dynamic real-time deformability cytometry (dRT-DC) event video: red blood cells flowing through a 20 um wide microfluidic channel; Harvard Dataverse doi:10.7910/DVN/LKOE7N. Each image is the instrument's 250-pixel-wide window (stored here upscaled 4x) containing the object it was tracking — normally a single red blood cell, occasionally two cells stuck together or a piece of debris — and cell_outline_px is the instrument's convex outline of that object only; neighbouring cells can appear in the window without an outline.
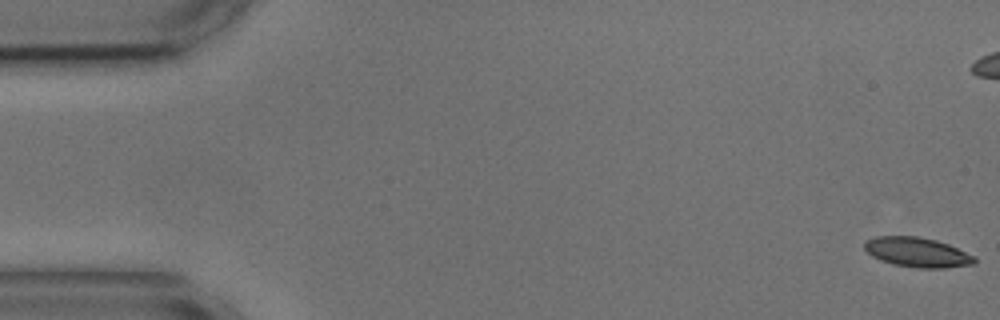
{"species": "common noctule bat (a hibernating species)", "species_latin": "Nyctalus noctula", "temperature_condition": "cold", "stored_images_in_passage": 55, "camera_frame_rate_fps": 3000, "um_per_image_px": 0.085, "animal": {"sex": "male", "body_mass_g": 17.9, "forearm_length_mm": 54.2}, "frame": {"image": 1, "passage_image": 1, "time_ms": 0.0, "image_size_px": [1000, 320], "cell_outline_px": [[976, 264], [944, 268], [920, 268], [892, 264], [880, 260], [872, 256], [864, 248], [864, 244], [868, 240], [876, 236], [920, 236], [936, 240], [948, 244], [976, 256]], "centroid_in_image_um": [78.0, 21.44], "position_along_channel_um": 7.0, "area_um2": 19.13}, "authors_computed_cell_mechanics": {"area_um2": 19.1318, "velocity_mm_per_s": 3.6191, "shape_relaxation_time_tau1_ms": 2.4804, "shape_relaxation_time_tau2_ms": 2.6706, "deformation_change_tau1": 0.1149, "deformation_change_tau2": 0.0932}}